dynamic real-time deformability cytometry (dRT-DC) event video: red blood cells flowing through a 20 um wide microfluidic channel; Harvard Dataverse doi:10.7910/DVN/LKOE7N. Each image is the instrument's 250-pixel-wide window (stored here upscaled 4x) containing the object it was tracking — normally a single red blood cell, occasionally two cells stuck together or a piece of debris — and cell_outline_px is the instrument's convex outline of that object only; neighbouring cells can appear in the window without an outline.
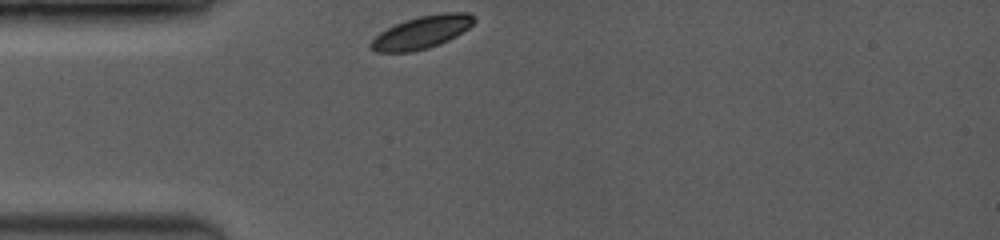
{"species": "common noctule bat (a hibernating species)", "species_latin": "Nyctalus noctula", "temperature_condition": "room temperature", "stored_images_in_passage": 19, "camera_frame_rate_fps": 3500, "um_per_image_px": 0.085, "animal": {"sex": "female", "body_mass_g": 19.0, "forearm_length_mm": 53.3}, "frame": {"image": 1, "passage_image": 1, "time_ms": 0.0, "image_size_px": [1000, 240], "cell_outline_px": [[476, 20], [468, 28], [456, 36], [440, 44], [428, 48], [412, 52], [376, 52], [368, 44], [380, 32], [396, 24], [420, 16], [444, 12], [468, 12], [476, 16]], "centroid_in_image_um": [35.89, 2.74], "position_along_channel_um": 49.1, "area_um2": 19.54}}
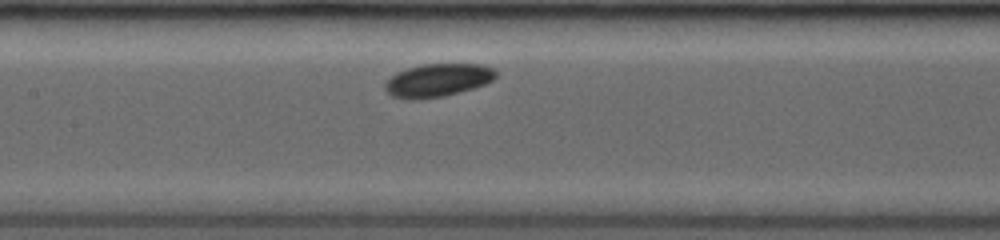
{"frame": {"image": 2, "passage_image": 9, "time_ms": 3.429, "image_size_px": [1000, 240], "cell_outline_px": [[496, 76], [492, 80], [484, 84], [472, 88], [444, 96], [416, 100], [404, 100], [392, 96], [384, 88], [384, 84], [396, 72], [420, 64], [480, 64], [496, 68]], "centroid_in_image_um": [37.18, 6.82], "position_along_channel_um": 170.2, "area_um2": 21.44}}
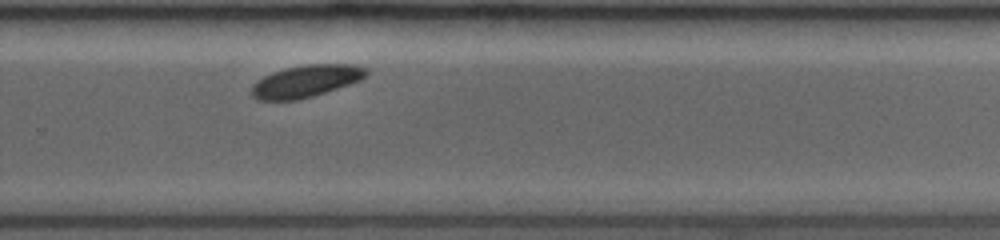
{"frame": {"image": 3, "passage_image": 19, "time_ms": 6.857, "image_size_px": [1000, 240], "cell_outline_px": [[368, 76], [360, 80], [312, 96], [296, 100], [256, 100], [252, 96], [252, 84], [264, 76], [272, 72], [284, 68], [304, 64], [352, 64], [368, 68]], "centroid_in_image_um": [26.0, 6.88], "position_along_channel_um": 303.8, "area_um2": 21.44}}